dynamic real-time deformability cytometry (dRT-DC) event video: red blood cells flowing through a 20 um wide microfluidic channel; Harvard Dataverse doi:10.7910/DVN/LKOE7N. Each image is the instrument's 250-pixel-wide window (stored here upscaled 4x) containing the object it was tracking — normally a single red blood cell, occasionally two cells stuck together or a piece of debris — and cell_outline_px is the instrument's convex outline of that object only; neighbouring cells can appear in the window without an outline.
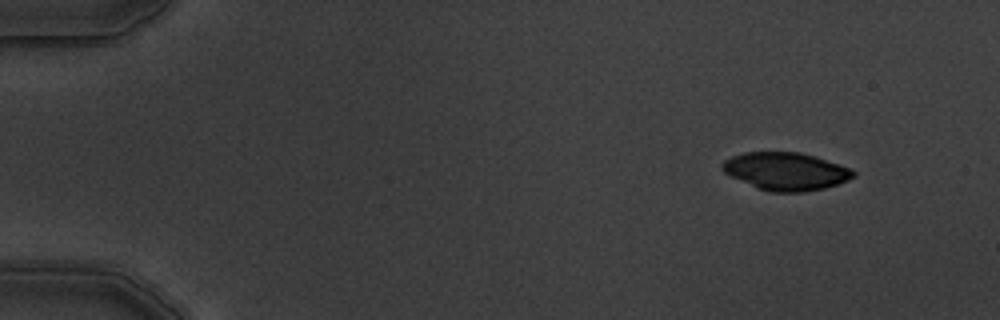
{"species": "common noctule bat (a hibernating species)", "species_latin": "Nyctalus noctula", "temperature_condition": "warm", "stored_images_in_passage": 4, "camera_frame_rate_fps": 3000, "um_per_image_px": 0.085, "animal": {"sex": "male", "body_mass_g": 19.5, "forearm_length_mm": 54.6}, "frame": {"image": 1, "passage_image": 1, "time_ms": 0.0, "image_size_px": [1000, 320], "cell_outline_px": [[856, 176], [848, 180], [824, 188], [804, 192], [768, 192], [756, 188], [724, 172], [720, 168], [720, 164], [724, 160], [732, 156], [744, 152], [800, 152], [840, 164], [856, 172]], "centroid_in_image_um": [66.77, 14.56], "position_along_channel_um": 18.2, "area_um2": 28.84}}